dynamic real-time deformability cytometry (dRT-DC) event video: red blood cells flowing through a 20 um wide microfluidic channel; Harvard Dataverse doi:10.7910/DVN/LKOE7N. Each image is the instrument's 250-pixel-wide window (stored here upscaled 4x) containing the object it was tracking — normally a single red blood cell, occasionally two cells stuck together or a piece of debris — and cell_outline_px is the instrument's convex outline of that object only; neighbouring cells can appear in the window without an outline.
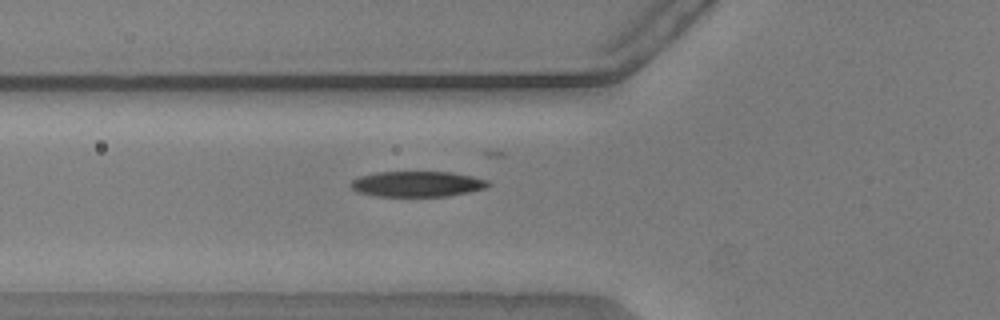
{"species": "common noctule bat (a hibernating species)", "species_latin": "Nyctalus noctula", "temperature_condition": "warm", "stored_images_in_passage": 32, "camera_frame_rate_fps": 3000, "um_per_image_px": 0.085, "animal": {"sex": "male", "body_mass_g": 20.5, "forearm_length_mm": 52.5}, "frame": {"image": 1, "passage_image": 9, "time_ms": 2.667, "image_size_px": [1000, 320], "cell_outline_px": [[492, 184], [488, 188], [448, 196], [376, 196], [356, 192], [348, 184], [352, 180], [360, 176], [376, 172], [452, 172], [472, 176], [488, 180]], "centroid_in_image_um": [35.47, 15.64], "position_along_channel_um": 90.3, "area_um2": 20.63}}
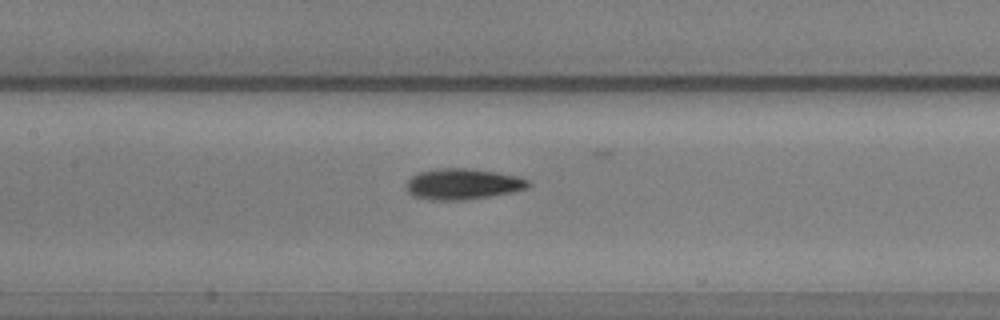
{"frame": {"image": 2, "passage_image": 15, "time_ms": 4.667, "image_size_px": [1000, 320], "cell_outline_px": [[532, 184], [528, 188], [512, 192], [464, 200], [432, 200], [412, 196], [408, 192], [404, 184], [412, 176], [420, 172], [436, 168], [472, 168], [496, 172], [516, 176], [528, 180]], "centroid_in_image_um": [39.31, 15.64], "position_along_channel_um": 168.1, "area_um2": 22.08}}
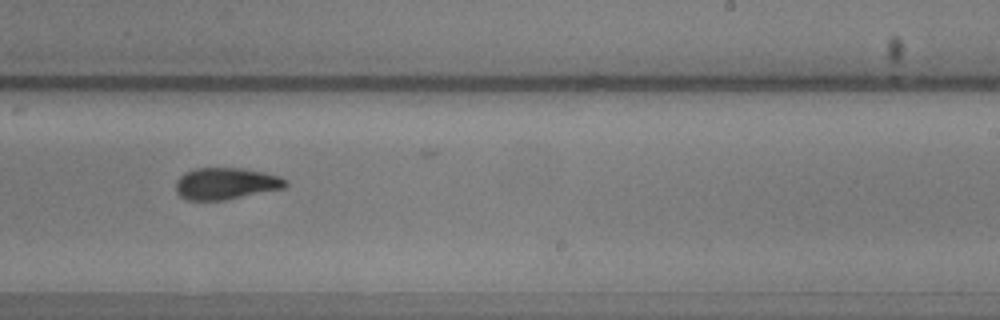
{"frame": {"image": 3, "passage_image": 23, "time_ms": 7.333, "image_size_px": [1000, 320], "cell_outline_px": [[288, 184], [284, 188], [224, 200], [188, 200], [180, 196], [176, 192], [176, 180], [184, 172], [196, 168], [244, 168], [264, 172], [280, 176], [288, 180]], "centroid_in_image_um": [19.2, 15.59], "position_along_channel_um": 269.8, "area_um2": 20.4}}